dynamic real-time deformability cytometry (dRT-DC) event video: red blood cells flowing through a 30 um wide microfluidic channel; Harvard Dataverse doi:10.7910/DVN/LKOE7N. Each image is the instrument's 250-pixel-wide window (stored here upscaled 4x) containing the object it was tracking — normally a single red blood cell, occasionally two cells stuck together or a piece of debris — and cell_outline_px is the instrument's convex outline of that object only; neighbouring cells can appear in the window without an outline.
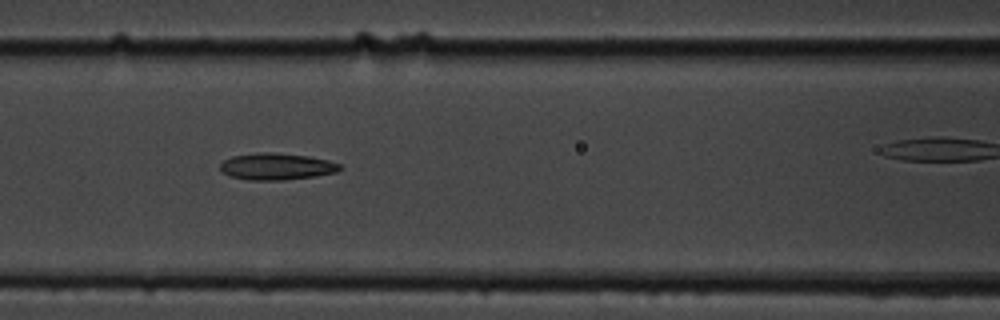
{"species": "common noctule bat (a hibernating species)", "species_latin": "Nyctalus noctula", "temperature_condition": "cold", "stored_images_in_passage": 5, "camera_frame_rate_fps": 3000, "um_per_image_px": 0.085, "animal": {"sex": "male", "body_mass_g": 19.5, "forearm_length_mm": 54.6}, "frame": {"image": 1, "passage_image": 3, "time_ms": 2.333, "image_size_px": [1000, 320], "cell_outline_px": [[344, 168], [336, 172], [316, 176], [280, 180], [248, 180], [232, 176], [224, 172], [220, 168], [220, 164], [224, 160], [232, 156], [256, 152], [268, 152], [308, 156], [328, 160], [340, 164]], "centroid_in_image_um": [23.53, 14.14], "position_along_channel_um": 143.1, "area_um2": 18.55}}
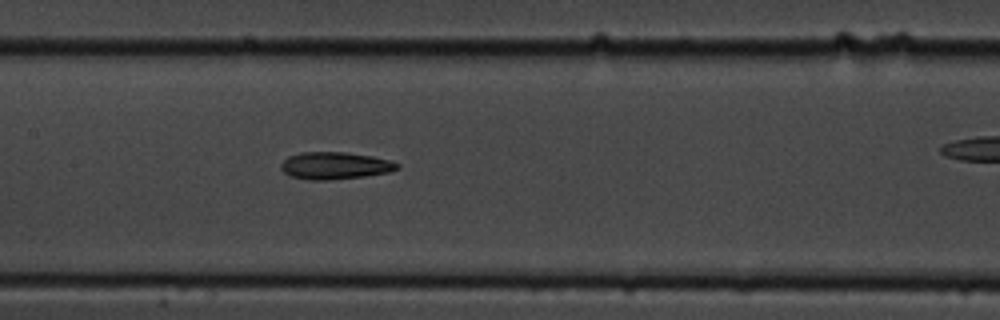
{"frame": {"image": 2, "passage_image": 4, "time_ms": 3.333, "image_size_px": [1000, 320], "cell_outline_px": [[400, 168], [388, 172], [364, 176], [328, 180], [308, 180], [292, 176], [284, 172], [280, 168], [280, 164], [288, 156], [300, 152], [348, 152], [372, 156], [388, 160], [400, 164]], "centroid_in_image_um": [28.45, 14.07], "position_along_channel_um": 178.9, "area_um2": 18.44}}